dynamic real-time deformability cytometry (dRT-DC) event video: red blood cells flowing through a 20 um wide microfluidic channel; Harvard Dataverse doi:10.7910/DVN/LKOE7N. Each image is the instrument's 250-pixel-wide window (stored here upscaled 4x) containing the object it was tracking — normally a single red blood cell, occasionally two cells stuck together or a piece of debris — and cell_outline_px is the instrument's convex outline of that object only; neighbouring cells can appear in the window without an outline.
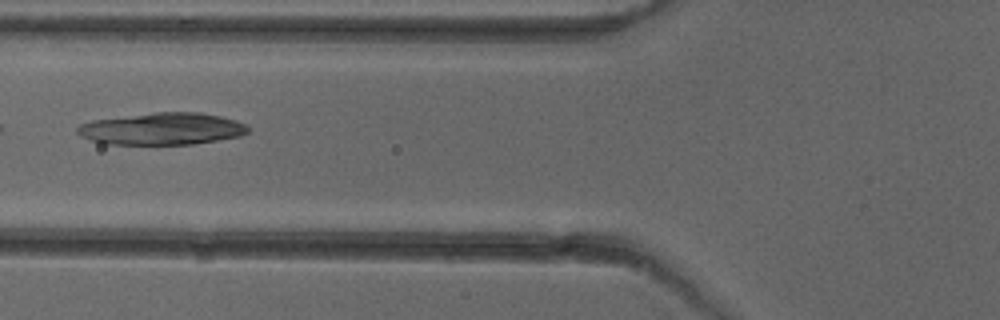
{"species": "common noctule bat (a hibernating species)", "species_latin": "Nyctalus noctula", "temperature_condition": "cold", "stored_images_in_passage": 6, "camera_frame_rate_fps": 3000, "um_per_image_px": 0.085, "animal": {"sex": "female"}, "frame": {"image": 1, "passage_image": 5, "time_ms": 5.667, "image_size_px": [1000, 320], "cell_outline_px": [[248, 132], [240, 136], [192, 144], [104, 144], [80, 136], [76, 132], [76, 128], [80, 124], [92, 120], [152, 112], [200, 112], [220, 116], [236, 120], [248, 124]], "centroid_in_image_um": [13.76, 10.94], "position_along_channel_um": 112.0, "area_um2": 31.96}}
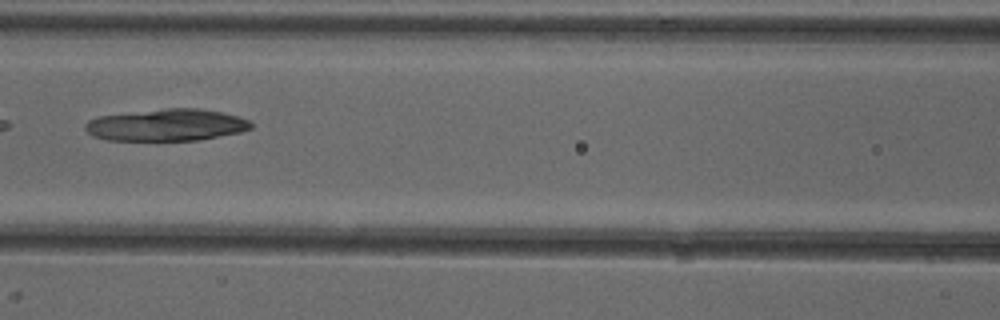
{"frame": {"image": 2, "passage_image": 6, "time_ms": 6.667, "image_size_px": [1000, 320], "cell_outline_px": [[252, 128], [240, 132], [196, 140], [108, 140], [92, 136], [84, 128], [84, 124], [88, 120], [100, 116], [164, 108], [200, 108], [224, 112], [240, 116], [248, 120], [252, 124]], "centroid_in_image_um": [14.16, 10.61], "position_along_channel_um": 152.4, "area_um2": 30.87}}